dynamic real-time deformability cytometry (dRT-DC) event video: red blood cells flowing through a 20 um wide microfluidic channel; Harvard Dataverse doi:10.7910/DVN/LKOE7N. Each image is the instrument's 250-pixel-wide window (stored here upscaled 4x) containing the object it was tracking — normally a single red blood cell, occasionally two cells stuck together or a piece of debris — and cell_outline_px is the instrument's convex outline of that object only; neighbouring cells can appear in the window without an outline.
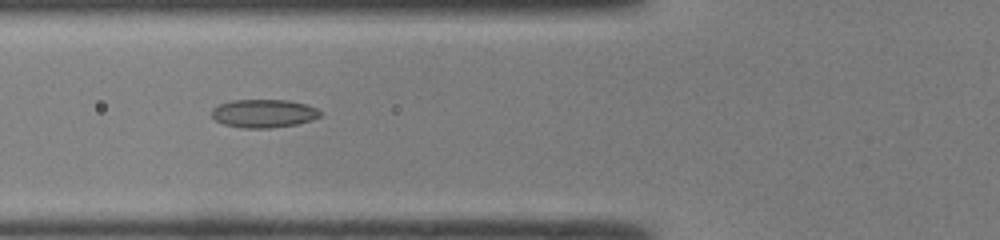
{"species": "common noctule bat (a hibernating species)", "species_latin": "Nyctalus noctula", "temperature_condition": "room temperature", "stored_images_in_passage": 32, "camera_frame_rate_fps": 3000, "um_per_image_px": 0.085, "animal": {"sex": "male", "body_mass_g": 19.0, "forearm_length_mm": 50.8}, "frame": {"image": 1, "passage_image": 3, "time_ms": 0.667, "image_size_px": [1000, 240], "cell_outline_px": [[324, 112], [320, 116], [312, 120], [296, 124], [272, 128], [244, 128], [224, 124], [216, 120], [212, 116], [212, 108], [220, 104], [232, 100], [288, 100], [304, 104], [316, 108]], "centroid_in_image_um": [22.43, 9.64], "position_along_channel_um": 103.4, "area_um2": 17.86}}
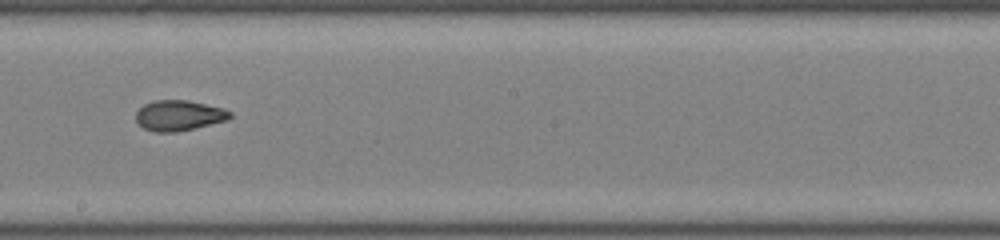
{"frame": {"image": 2, "passage_image": 12, "time_ms": 3.667, "image_size_px": [1000, 240], "cell_outline_px": [[232, 116], [228, 120], [176, 132], [156, 132], [144, 128], [136, 120], [136, 112], [144, 104], [156, 100], [188, 100], [224, 108], [232, 112]], "centroid_in_image_um": [15.23, 9.81], "position_along_channel_um": 233.0, "area_um2": 16.65}}
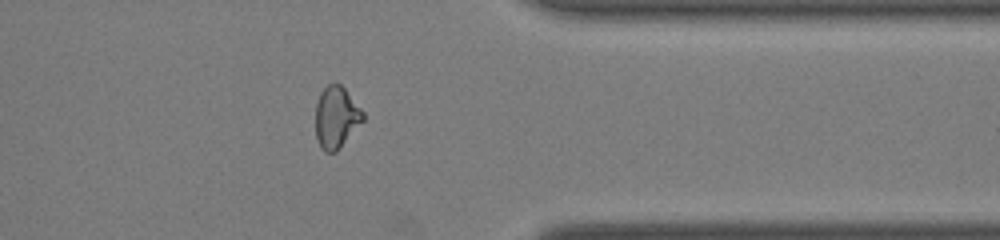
{"frame": {"image": 3, "passage_image": 23, "time_ms": 7.333, "image_size_px": [1000, 240], "cell_outline_px": [[364, 120], [336, 152], [324, 152], [320, 148], [316, 136], [316, 104], [320, 92], [328, 84], [340, 84], [344, 88], [364, 112]], "centroid_in_image_um": [28.57, 9.98], "position_along_channel_um": 382.8, "area_um2": 16.99}}